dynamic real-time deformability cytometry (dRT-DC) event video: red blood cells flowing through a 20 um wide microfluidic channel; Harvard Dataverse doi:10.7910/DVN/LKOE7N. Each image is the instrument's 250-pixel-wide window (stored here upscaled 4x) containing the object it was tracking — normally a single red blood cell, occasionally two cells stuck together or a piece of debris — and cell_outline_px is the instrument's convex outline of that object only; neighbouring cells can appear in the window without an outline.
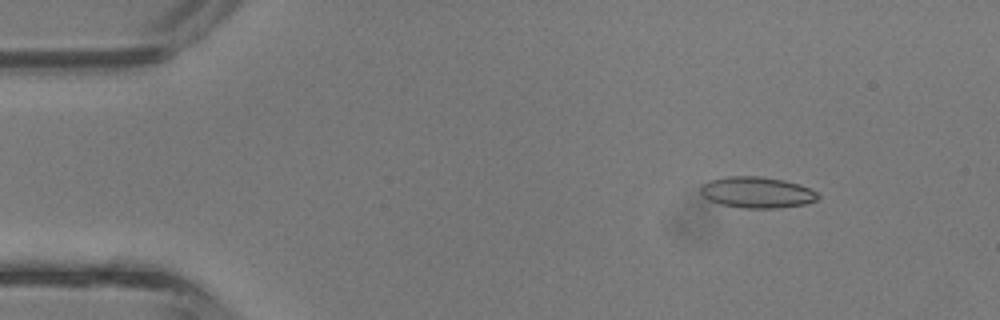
{"species": "common noctule bat (a hibernating species)", "species_latin": "Nyctalus noctula", "temperature_condition": "room temperature", "stored_images_in_passage": 42, "camera_frame_rate_fps": 3000, "um_per_image_px": 0.085, "animal": {"sex": "male", "body_mass_g": 13.3}, "frame": {"image": 1, "passage_image": 5, "time_ms": 1.333, "image_size_px": [1000, 320], "cell_outline_px": [[820, 196], [816, 200], [808, 204], [780, 208], [740, 208], [720, 204], [708, 200], [700, 192], [700, 184], [708, 180], [728, 176], [760, 176], [784, 180], [800, 184], [816, 192]], "centroid_in_image_um": [64.32, 16.35], "position_along_channel_um": 20.7, "area_um2": 21.62}}
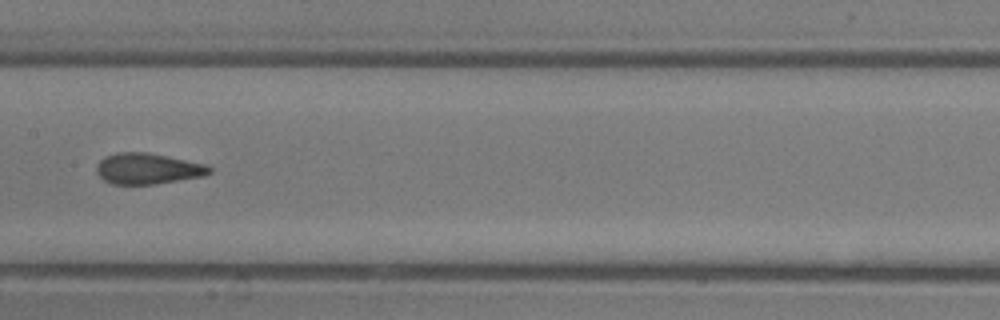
{"frame": {"image": 2, "passage_image": 21, "time_ms": 6.667, "image_size_px": [1000, 320], "cell_outline_px": [[212, 172], [204, 176], [156, 184], [112, 184], [104, 180], [96, 172], [96, 168], [100, 160], [104, 156], [120, 152], [148, 152], [208, 164], [212, 168]], "centroid_in_image_um": [12.59, 14.33], "position_along_channel_um": 194.8, "area_um2": 20.52}}
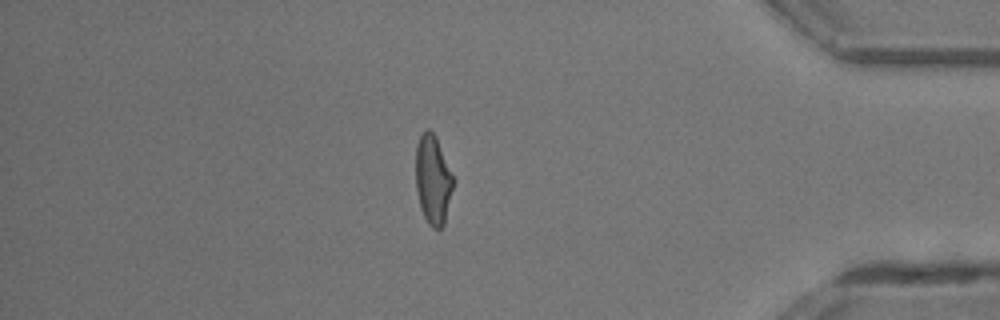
{"frame": {"image": 3, "passage_image": 36, "time_ms": 11.667, "image_size_px": [1000, 320], "cell_outline_px": [[456, 180], [444, 224], [440, 228], [432, 228], [428, 224], [420, 208], [416, 188], [416, 144], [424, 128], [428, 128], [436, 136]], "centroid_in_image_um": [36.82, 15.26], "position_along_channel_um": 398.4, "area_um2": 19.94}, "authors_computed_cell_mechanics": {"area_um2": 20.1722, "velocity_mm_per_s": 4.8336, "shape_relaxation_time_tau1_ms": 7.3393, "shape_relaxation_time_tau2_ms": 0.8844, "deformation_change_tau1": 0.2015, "deformation_change_tau2": 0.0746}}